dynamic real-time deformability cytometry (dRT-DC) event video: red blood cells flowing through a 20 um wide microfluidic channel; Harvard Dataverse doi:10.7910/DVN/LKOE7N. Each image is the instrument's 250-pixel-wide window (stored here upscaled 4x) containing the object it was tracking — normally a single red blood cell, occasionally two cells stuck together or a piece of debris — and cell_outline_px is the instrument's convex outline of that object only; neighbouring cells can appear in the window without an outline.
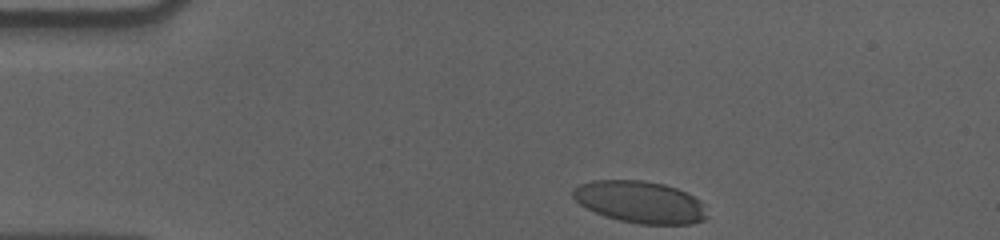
{"species": "human", "species_latin": "Homo sapiens", "temperature_condition": "cold", "stored_images_in_passage": 38, "camera_frame_rate_fps": 3000, "um_per_image_px": 0.085, "donor": {"sex": "male"}, "frame": {"image": 1, "passage_image": 1, "time_ms": 0.0, "image_size_px": [1000, 240], "cell_outline_px": [[708, 216], [704, 220], [692, 224], [640, 224], [620, 220], [604, 216], [580, 204], [572, 196], [572, 188], [580, 184], [592, 180], [644, 180], [664, 184], [676, 188], [700, 200], [704, 204]], "centroid_in_image_um": [54.41, 17.17], "position_along_channel_um": 30.6, "area_um2": 32.83}}
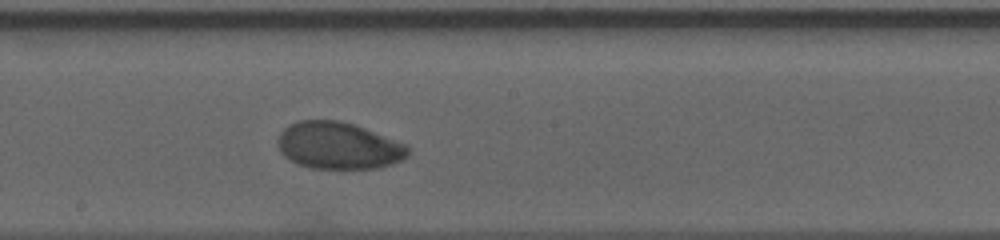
{"frame": {"image": 2, "passage_image": 22, "time_ms": 7.0, "image_size_px": [1000, 240], "cell_outline_px": [[408, 156], [392, 164], [380, 168], [308, 168], [296, 164], [284, 156], [280, 152], [280, 132], [288, 124], [296, 120], [340, 120], [364, 128], [408, 144]], "centroid_in_image_um": [28.77, 12.38], "position_along_channel_um": 219.4, "area_um2": 35.66}}
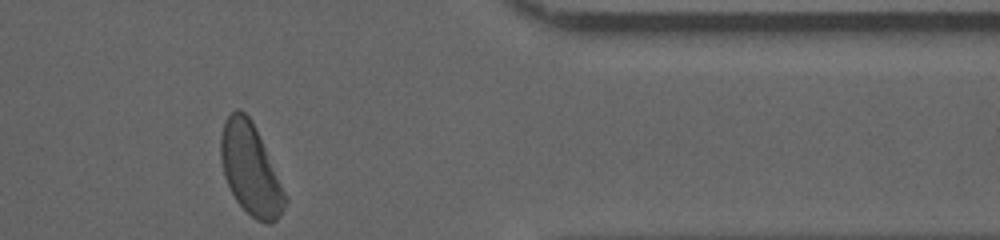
{"frame": {"image": 3, "passage_image": 38, "time_ms": 12.333, "image_size_px": [1000, 240], "cell_outline_px": [[288, 200], [280, 216], [272, 224], [268, 224], [256, 220], [236, 200], [224, 176], [220, 160], [220, 136], [224, 120], [236, 108], [240, 108], [252, 120], [256, 128]], "centroid_in_image_um": [21.27, 14.37], "position_along_channel_um": 390.1, "area_um2": 33.87}, "authors_computed_cell_mechanics": {"area_um2": 35.4314, "velocity_mm_per_s": 3.5542, "shape_relaxation_time_tau1_ms": 4.464, "shape_relaxation_time_tau2_ms": null, "deformation_change_tau1": 0.1689, "deformation_change_tau2": null}}